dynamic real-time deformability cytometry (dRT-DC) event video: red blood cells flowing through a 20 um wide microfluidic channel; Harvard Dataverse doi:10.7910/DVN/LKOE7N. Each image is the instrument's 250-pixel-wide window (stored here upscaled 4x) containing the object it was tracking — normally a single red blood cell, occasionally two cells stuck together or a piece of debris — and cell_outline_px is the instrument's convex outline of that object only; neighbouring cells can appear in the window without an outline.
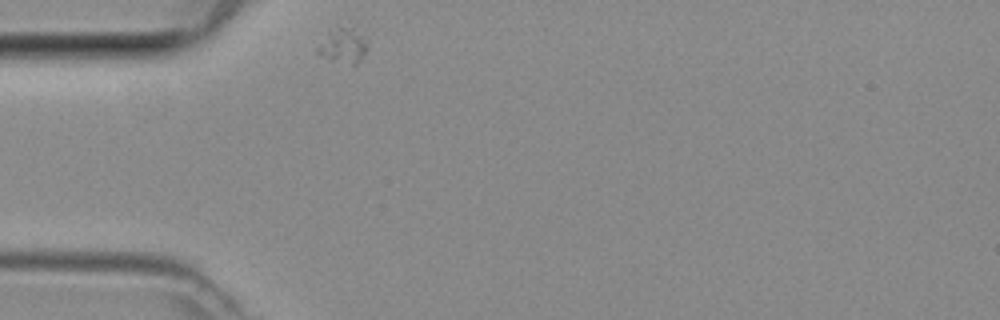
{"species": "common noctule bat (a hibernating species)", "species_latin": "Nyctalus noctula", "temperature_condition": "room temperature", "stored_images_in_passage": 1, "camera_frame_rate_fps": 3000, "um_per_image_px": 0.085, "animal": {"sex": "female", "body_mass_g": 29.2, "forearm_length_mm": 56.3}, "frame": {"image": 1, "passage_image": 1, "time_ms": 0.0, "image_size_px": [1000, 320], "cell_outline_px": [[368, 48], [356, 64], [352, 64], [320, 56], [316, 52], [316, 44], [336, 20], [368, 40]], "centroid_in_image_um": [29.07, 3.77], "position_along_channel_um": 55.9, "area_um2": 10.58}}